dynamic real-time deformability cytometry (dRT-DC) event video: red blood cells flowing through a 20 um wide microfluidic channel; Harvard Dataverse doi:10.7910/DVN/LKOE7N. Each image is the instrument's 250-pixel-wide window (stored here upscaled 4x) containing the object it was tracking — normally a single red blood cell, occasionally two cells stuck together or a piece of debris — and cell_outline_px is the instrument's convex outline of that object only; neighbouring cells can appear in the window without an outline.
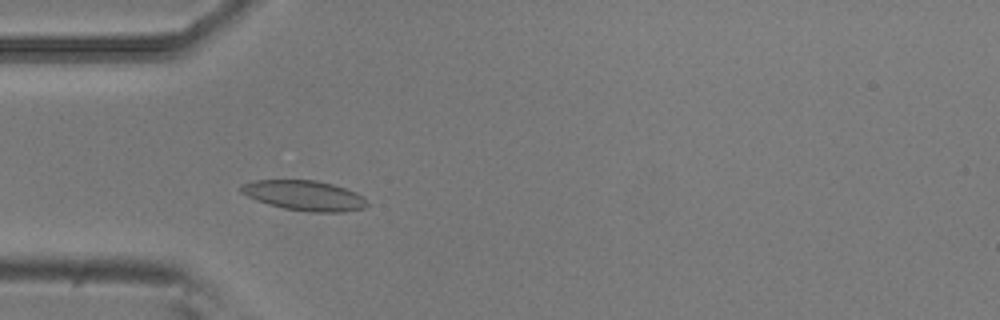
{"species": "common noctule bat (a hibernating species)", "species_latin": "Nyctalus noctula", "temperature_condition": "room temperature", "stored_images_in_passage": 39, "camera_frame_rate_fps": 3000, "um_per_image_px": 0.085, "animal": {"sex": "male", "body_mass_g": 20.5, "forearm_length_mm": 52.5}, "frame": {"image": 1, "passage_image": 5, "time_ms": 1.333, "image_size_px": [1000, 320], "cell_outline_px": [[368, 204], [364, 208], [344, 212], [312, 212], [284, 208], [268, 204], [256, 200], [240, 192], [240, 184], [256, 180], [316, 180], [332, 184], [356, 192], [364, 196]], "centroid_in_image_um": [25.87, 16.61], "position_along_channel_um": 59.1, "area_um2": 22.08}}
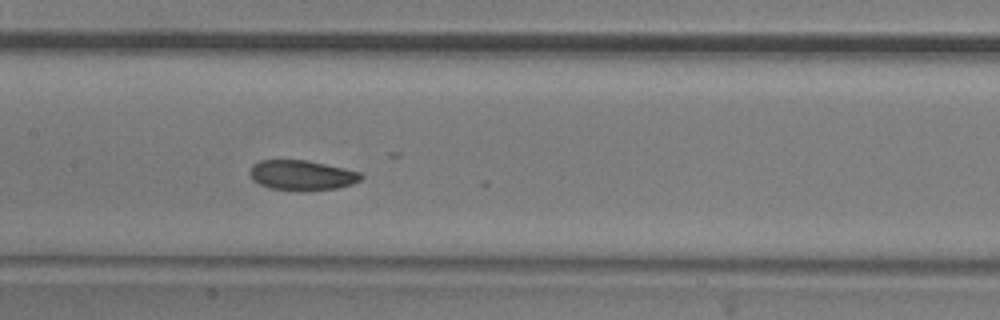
{"frame": {"image": 2, "passage_image": 15, "time_ms": 4.667, "image_size_px": [1000, 320], "cell_outline_px": [[364, 176], [360, 180], [352, 184], [336, 188], [268, 188], [252, 180], [248, 172], [252, 164], [260, 160], [308, 160], [344, 168], [360, 172]], "centroid_in_image_um": [25.62, 14.84], "position_along_channel_um": 181.8, "area_um2": 18.84}}
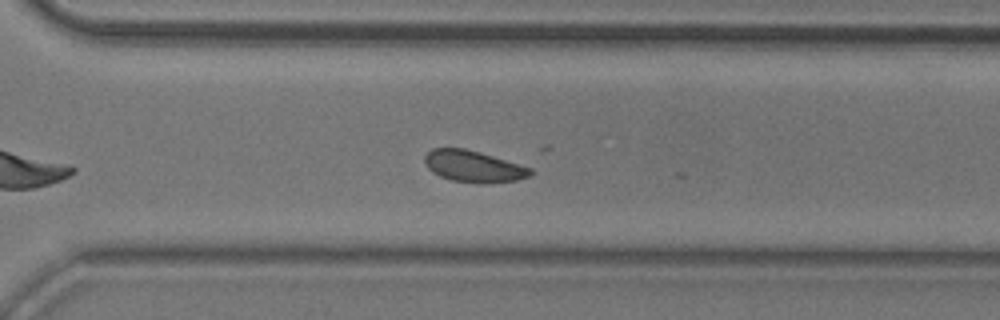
{"frame": {"image": 3, "passage_image": 27, "time_ms": 8.667, "image_size_px": [1000, 320], "cell_outline_px": [[532, 172], [528, 176], [516, 180], [488, 184], [476, 184], [452, 180], [440, 176], [432, 172], [428, 168], [424, 160], [424, 156], [432, 148], [464, 148], [480, 152], [532, 168]], "centroid_in_image_um": [40.23, 14.15], "position_along_channel_um": 330.4, "area_um2": 19.48}, "authors_computed_cell_mechanics": {"area_um2": 19.5364, "velocity_mm_per_s": 3.7289, "shape_relaxation_time_tau1_ms": 3.7892, "shape_relaxation_time_tau2_ms": 8.0332, "deformation_change_tau1": 0.0754, "deformation_change_tau2": 0.1025}}